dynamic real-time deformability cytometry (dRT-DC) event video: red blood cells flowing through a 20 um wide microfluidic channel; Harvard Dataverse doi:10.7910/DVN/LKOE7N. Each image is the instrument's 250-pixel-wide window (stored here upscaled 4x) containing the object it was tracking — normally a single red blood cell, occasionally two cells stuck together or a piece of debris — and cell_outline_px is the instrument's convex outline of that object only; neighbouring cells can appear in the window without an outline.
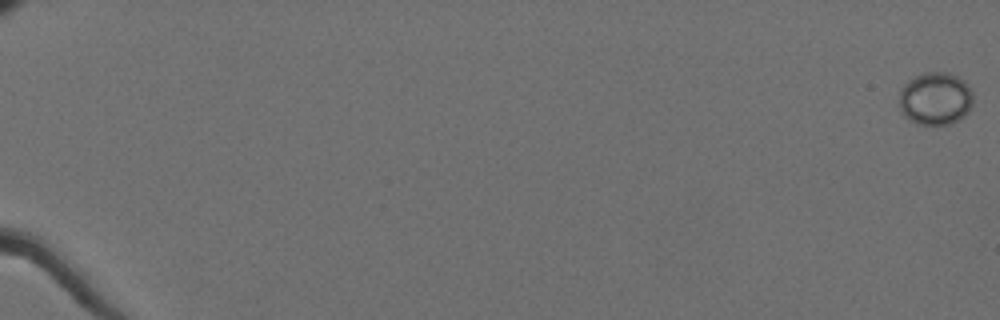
{"species": "Egyptian fruit bat (a non-hibernating species)", "species_latin": "Rousettus aegyptiacus", "temperature_condition": "cold", "stored_images_in_passage": 61, "camera_frame_rate_fps": 3000, "um_per_image_px": 0.085, "animal": {"sex": "female"}, "frame": {"image": 1, "passage_image": 1, "time_ms": 0.0, "image_size_px": [1000, 320], "cell_outline_px": [[972, 104], [968, 112], [964, 116], [952, 124], [916, 124], [904, 116], [900, 112], [900, 88], [908, 80], [924, 72], [948, 72], [964, 80], [968, 84], [972, 92]], "centroid_in_image_um": [79.5, 8.38], "position_along_channel_um": 5.5, "area_um2": 22.95}}
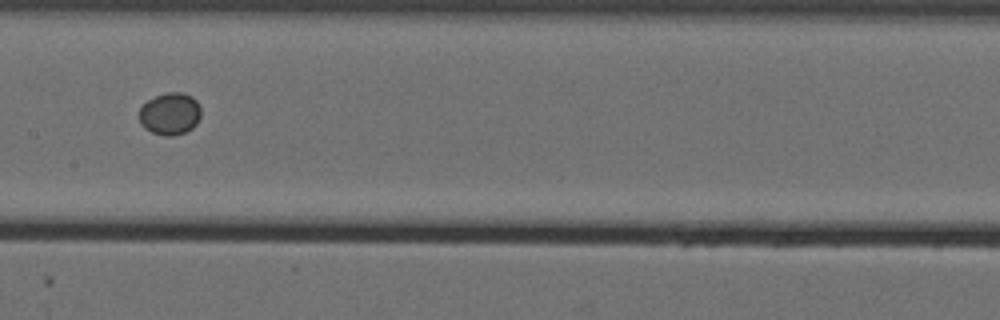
{"frame": {"image": 2, "passage_image": 35, "time_ms": 11.333, "image_size_px": [1000, 320], "cell_outline_px": [[200, 116], [196, 124], [192, 128], [184, 132], [172, 136], [164, 136], [152, 132], [144, 128], [140, 124], [140, 108], [148, 100], [164, 92], [180, 92], [192, 96], [196, 100], [200, 108]], "centroid_in_image_um": [14.45, 9.67], "position_along_channel_um": 193.0, "area_um2": 15.14}}
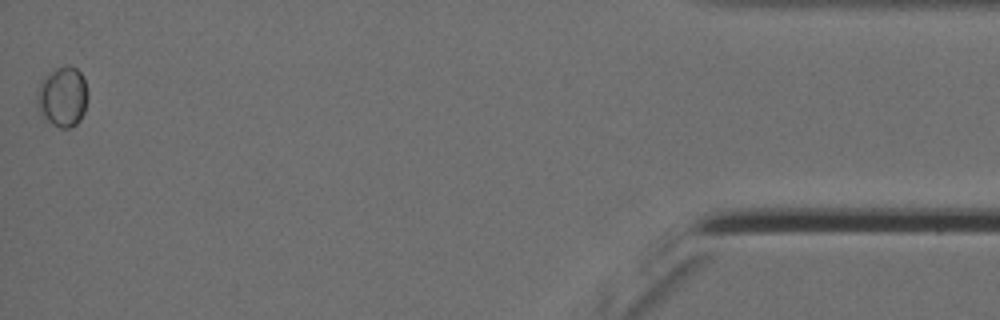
{"frame": {"image": 3, "passage_image": 61, "time_ms": 20.0, "image_size_px": [1000, 320], "cell_outline_px": [[88, 96], [84, 112], [80, 120], [76, 124], [68, 128], [60, 128], [52, 124], [40, 116], [36, 108], [36, 88], [40, 80], [44, 76], [56, 68], [68, 64], [76, 68], [80, 72], [84, 80], [88, 92]], "centroid_in_image_um": [5.27, 8.22], "position_along_channel_um": 429.9, "area_um2": 18.32}}